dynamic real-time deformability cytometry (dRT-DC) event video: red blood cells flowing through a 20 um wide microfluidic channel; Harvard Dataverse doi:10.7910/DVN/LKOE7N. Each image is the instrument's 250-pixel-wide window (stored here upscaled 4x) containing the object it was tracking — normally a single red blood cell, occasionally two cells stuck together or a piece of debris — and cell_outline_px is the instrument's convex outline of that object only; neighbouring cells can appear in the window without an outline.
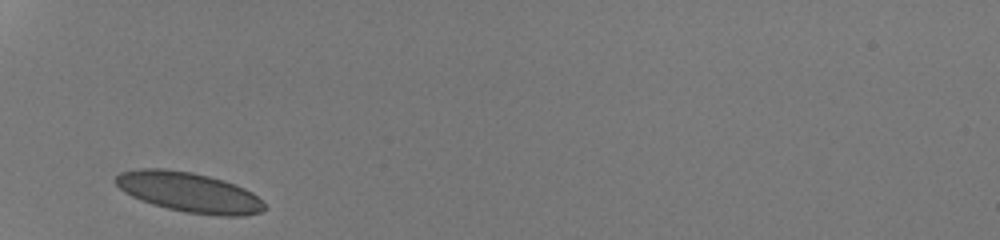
{"species": "human", "species_latin": "Homo sapiens", "temperature_condition": "room temperature", "stored_images_in_passage": 25, "camera_frame_rate_fps": 3000, "um_per_image_px": 0.085, "donor": {"sex": "male"}, "frame": {"image": 1, "passage_image": 1, "time_ms": 0.0, "image_size_px": [1000, 240], "cell_outline_px": [[268, 208], [260, 212], [244, 216], [220, 216], [184, 212], [152, 204], [140, 200], [124, 192], [112, 180], [120, 172], [136, 168], [164, 168], [192, 172], [224, 180], [236, 184], [252, 192]], "centroid_in_image_um": [16.05, 16.33], "position_along_channel_um": 69.0, "area_um2": 34.85}}
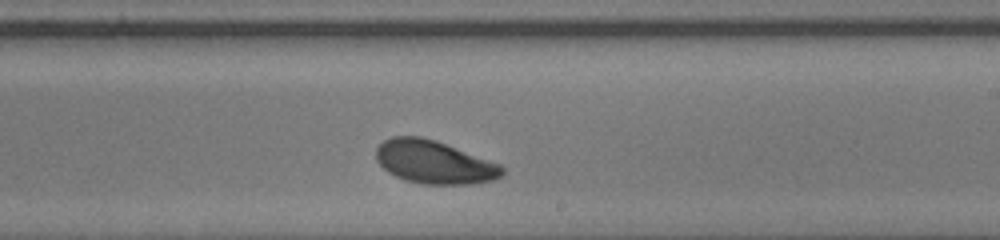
{"frame": {"image": 2, "passage_image": 15, "time_ms": 4.667, "image_size_px": [1000, 240], "cell_outline_px": [[504, 176], [492, 180], [468, 184], [424, 184], [408, 180], [396, 176], [388, 172], [376, 160], [376, 148], [384, 140], [392, 136], [420, 136], [436, 140], [500, 164], [504, 168]], "centroid_in_image_um": [36.9, 13.77], "position_along_channel_um": 252.1, "area_um2": 31.56}}
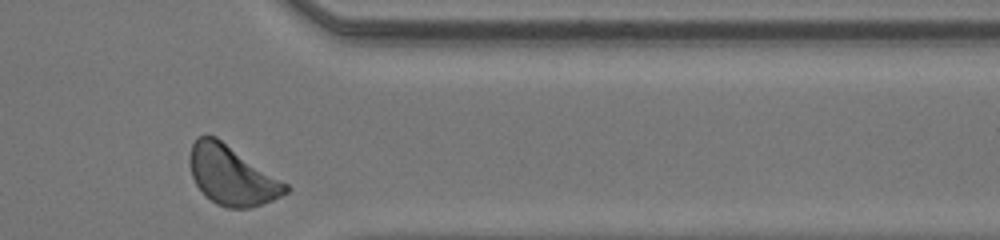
{"frame": {"image": 3, "passage_image": 25, "time_ms": 8.0, "image_size_px": [1000, 240], "cell_outline_px": [[292, 188], [288, 192], [272, 200], [248, 208], [228, 208], [216, 204], [204, 196], [196, 184], [192, 176], [188, 164], [188, 156], [192, 144], [200, 136], [216, 136], [288, 184]], "centroid_in_image_um": [19.68, 14.91], "position_along_channel_um": 391.7, "area_um2": 33.12}, "authors_computed_cell_mechanics": {"area_um2": 32.5414, "velocity_mm_per_s": 4.2333, "shape_relaxation_time_tau1_ms": 2.1928, "shape_relaxation_time_tau2_ms": null, "deformation_change_tau1": 0.1062, "deformation_change_tau2": null}}